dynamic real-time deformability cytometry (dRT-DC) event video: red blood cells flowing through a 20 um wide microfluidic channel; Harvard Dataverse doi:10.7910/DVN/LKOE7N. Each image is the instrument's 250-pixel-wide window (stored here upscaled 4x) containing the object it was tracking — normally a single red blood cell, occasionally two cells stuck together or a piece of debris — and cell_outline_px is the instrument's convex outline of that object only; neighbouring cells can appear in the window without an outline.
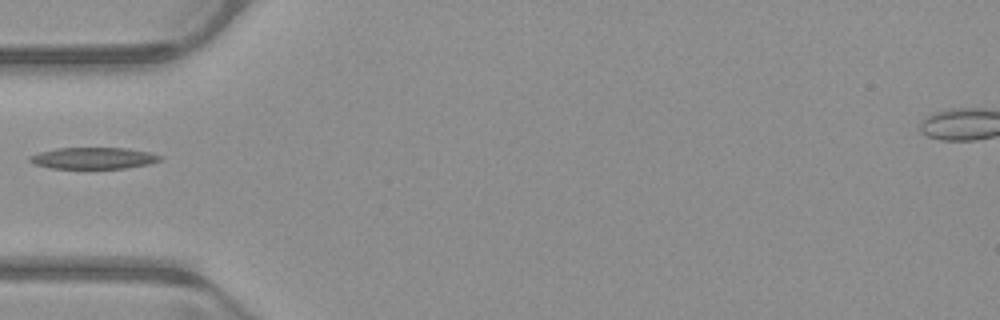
{"species": "common noctule bat (a hibernating species)", "species_latin": "Nyctalus noctula", "temperature_condition": "warm", "stored_images_in_passage": 36, "camera_frame_rate_fps": 3000, "um_per_image_px": 0.085, "animal": {"sex": "male", "body_mass_g": 23.1, "forearm_length_mm": 52.7}, "frame": {"image": 1, "passage_image": 1, "time_ms": 0.0, "image_size_px": [1000, 320], "cell_outline_px": [[164, 156], [160, 160], [148, 164], [124, 168], [52, 168], [36, 164], [28, 160], [28, 156], [40, 152], [56, 148], [128, 148], [148, 152]], "centroid_in_image_um": [7.95, 13.43], "position_along_channel_um": 77.1, "area_um2": 16.18}}
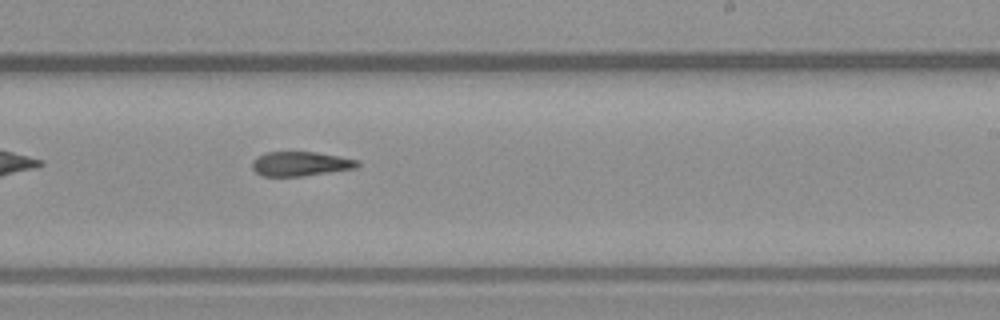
{"frame": {"image": 2, "passage_image": 15, "time_ms": 4.667, "image_size_px": [1000, 320], "cell_outline_px": [[360, 164], [356, 168], [304, 176], [260, 176], [252, 168], [252, 160], [256, 156], [268, 152], [316, 152], [360, 160]], "centroid_in_image_um": [25.53, 13.92], "position_along_channel_um": 263.5, "area_um2": 15.09}}
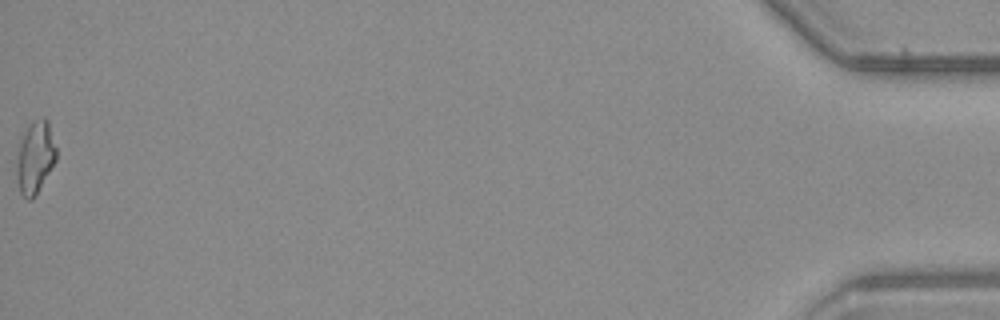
{"frame": {"image": 3, "passage_image": 36, "time_ms": 11.667, "image_size_px": [1000, 320], "cell_outline_px": [[56, 160], [36, 196], [32, 200], [28, 200], [20, 192], [16, 172], [16, 148], [20, 132], [32, 120], [44, 116], [48, 120], [56, 148]], "centroid_in_image_um": [2.94, 13.31], "position_along_channel_um": 432.3, "area_um2": 17.46}}